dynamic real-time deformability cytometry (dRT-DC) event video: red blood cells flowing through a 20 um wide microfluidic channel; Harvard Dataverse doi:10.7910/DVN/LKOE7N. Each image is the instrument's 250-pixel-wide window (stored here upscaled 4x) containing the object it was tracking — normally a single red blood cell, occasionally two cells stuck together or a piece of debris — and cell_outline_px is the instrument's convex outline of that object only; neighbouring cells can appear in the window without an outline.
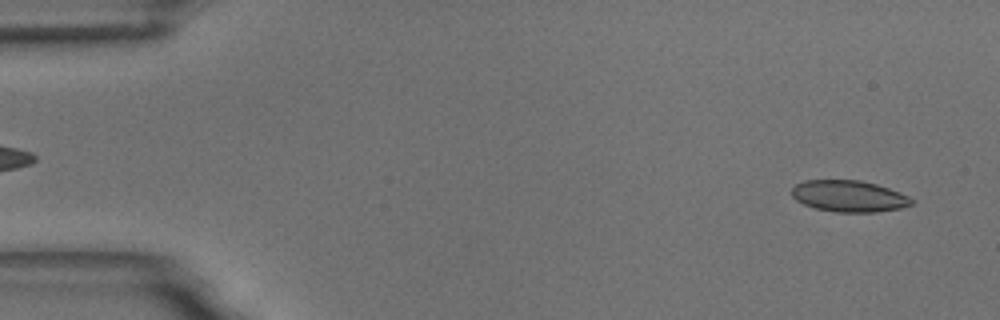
{"species": "common noctule bat (a hibernating species)", "species_latin": "Nyctalus noctula", "temperature_condition": "room temperature", "stored_images_in_passage": 55, "camera_frame_rate_fps": 3000, "um_per_image_px": 0.085, "animal": {"sex": "male", "body_mass_g": 18.8}, "frame": {"image": 1, "passage_image": 3, "time_ms": 0.667, "image_size_px": [1000, 320], "cell_outline_px": [[916, 200], [912, 204], [900, 208], [876, 212], [836, 212], [816, 208], [804, 204], [796, 200], [792, 196], [792, 188], [796, 184], [804, 180], [860, 180], [876, 184], [900, 192]], "centroid_in_image_um": [72.17, 16.67], "position_along_channel_um": 12.8, "area_um2": 21.96}}
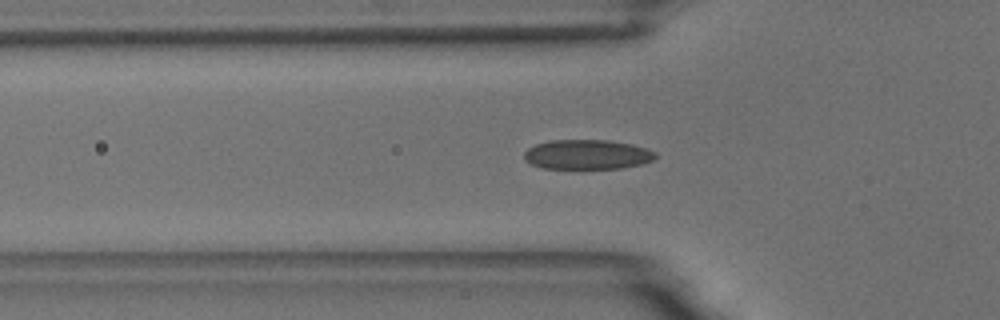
{"frame": {"image": 2, "passage_image": 18, "time_ms": 5.667, "image_size_px": [1000, 320], "cell_outline_px": [[656, 156], [652, 160], [644, 164], [620, 168], [580, 172], [544, 168], [532, 164], [524, 160], [524, 152], [528, 148], [536, 144], [548, 140], [608, 140], [632, 144], [656, 152]], "centroid_in_image_um": [49.88, 13.18], "position_along_channel_um": 75.9, "area_um2": 23.76}}
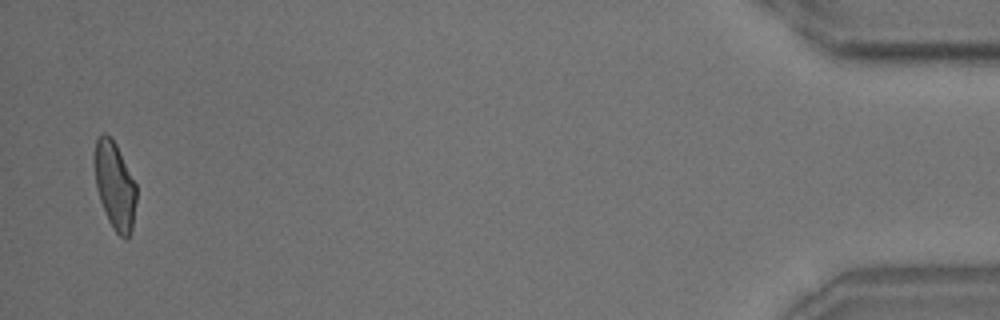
{"frame": {"image": 3, "passage_image": 54, "time_ms": 17.667, "image_size_px": [1000, 320], "cell_outline_px": [[136, 200], [132, 232], [124, 240], [112, 228], [108, 220], [100, 200], [96, 184], [92, 164], [92, 156], [96, 140], [104, 132], [116, 144], [136, 184]], "centroid_in_image_um": [9.73, 15.77], "position_along_channel_um": 425.5, "area_um2": 21.56}, "authors_computed_cell_mechanics": {"area_um2": 22.1952, "velocity_mm_per_s": 3.6259, "shape_relaxation_time_tau1_ms": null, "shape_relaxation_time_tau2_ms": 1.1071, "deformation_change_tau1": null, "deformation_change_tau2": 0.0797}}